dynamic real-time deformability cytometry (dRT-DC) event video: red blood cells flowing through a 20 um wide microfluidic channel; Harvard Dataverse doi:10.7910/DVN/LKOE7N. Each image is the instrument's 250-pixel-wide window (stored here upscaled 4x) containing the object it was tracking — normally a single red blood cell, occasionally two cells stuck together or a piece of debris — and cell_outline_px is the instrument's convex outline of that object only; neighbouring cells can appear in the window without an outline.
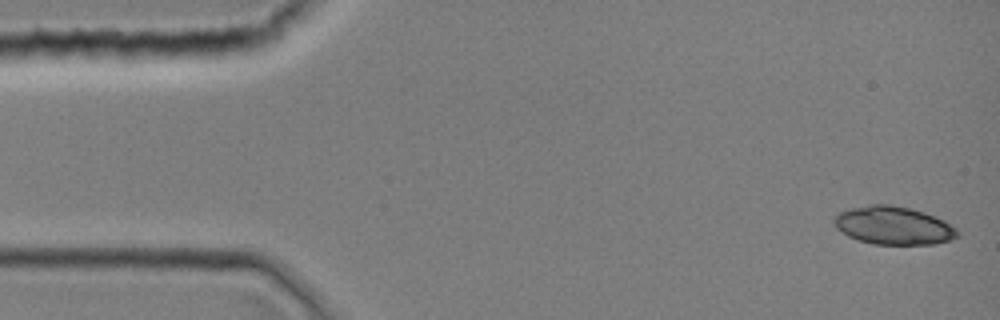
{"species": "common noctule bat (a hibernating species)", "species_latin": "Nyctalus noctula", "temperature_condition": "room temperature", "stored_images_in_passage": 38, "camera_frame_rate_fps": 3000, "um_per_image_px": 0.085, "animal": {"sex": "female", "body_mass_g": 19.0, "forearm_length_mm": 51.5}, "frame": {"image": 1, "passage_image": 1, "time_ms": 0.0, "image_size_px": [1000, 320], "cell_outline_px": [[960, 236], [936, 244], [872, 244], [848, 236], [836, 228], [832, 224], [832, 220], [840, 212], [852, 208], [872, 204], [892, 204], [924, 212], [944, 220], [956, 228], [960, 232]], "centroid_in_image_um": [75.95, 19.17], "position_along_channel_um": 9.0, "area_um2": 27.4}}
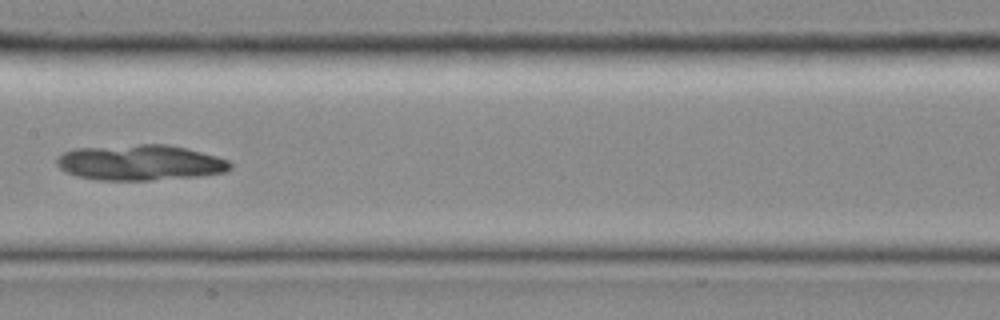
{"frame": {"image": 2, "passage_image": 19, "time_ms": 6.0, "image_size_px": [1000, 320], "cell_outline_px": [[232, 168], [224, 172], [200, 176], [152, 180], [96, 180], [76, 176], [64, 172], [56, 164], [56, 160], [64, 152], [72, 148], [140, 144], [168, 144], [216, 156], [228, 160], [232, 164]], "centroid_in_image_um": [11.87, 13.82], "position_along_channel_um": 195.5, "area_um2": 36.13}}
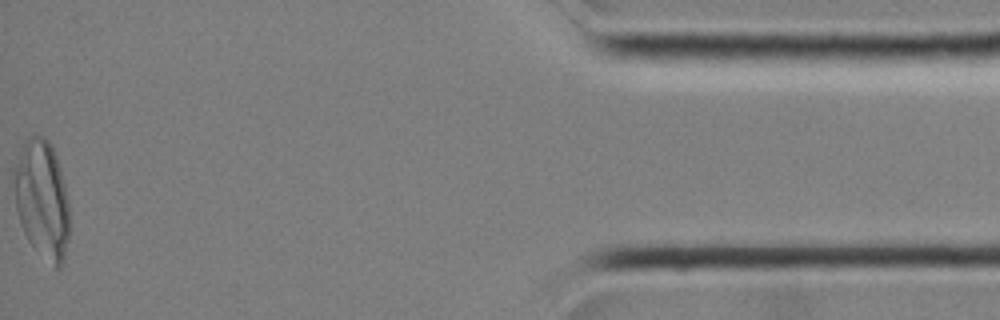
{"frame": {"image": 3, "passage_image": 38, "time_ms": 12.333, "image_size_px": [1000, 320], "cell_outline_px": [[68, 240], [64, 260], [60, 268], [56, 268], [28, 240], [20, 224], [16, 212], [12, 176], [12, 168], [24, 140], [32, 132], [44, 136], [48, 140], [56, 156], [60, 168], [68, 200]], "centroid_in_image_um": [3.53, 16.86], "position_along_channel_um": 431.7, "area_um2": 38.61}}